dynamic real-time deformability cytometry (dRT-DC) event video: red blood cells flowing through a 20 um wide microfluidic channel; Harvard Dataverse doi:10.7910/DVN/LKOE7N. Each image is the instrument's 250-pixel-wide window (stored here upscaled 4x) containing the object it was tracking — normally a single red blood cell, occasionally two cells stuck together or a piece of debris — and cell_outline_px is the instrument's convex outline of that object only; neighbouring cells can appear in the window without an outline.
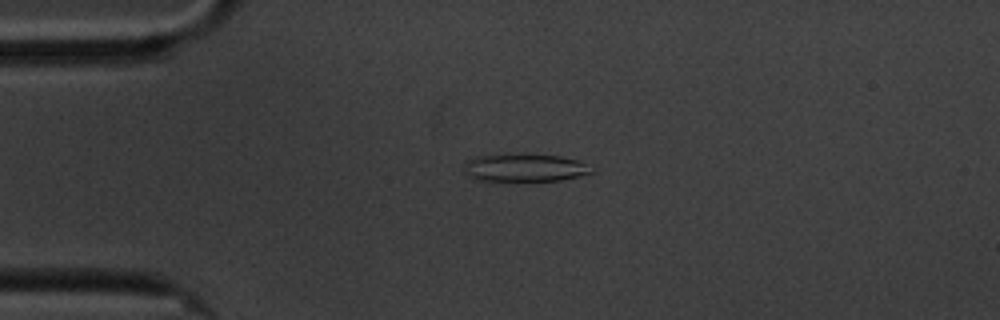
{"species": "common noctule bat (a hibernating species)", "species_latin": "Nyctalus noctula", "temperature_condition": "cold", "stored_images_in_passage": 59, "camera_frame_rate_fps": 3000, "um_per_image_px": 0.085, "animal": {"sex": "male", "body_mass_g": 20.1, "forearm_length_mm": 53.5}, "frame": {"image": 1, "passage_image": 14, "time_ms": 4.333, "image_size_px": [1000, 320], "cell_outline_px": [[592, 172], [564, 180], [472, 180], [464, 172], [464, 168], [468, 160], [476, 156], [560, 156], [580, 160]], "centroid_in_image_um": [44.56, 14.29], "position_along_channel_um": 40.4, "area_um2": 19.65}}
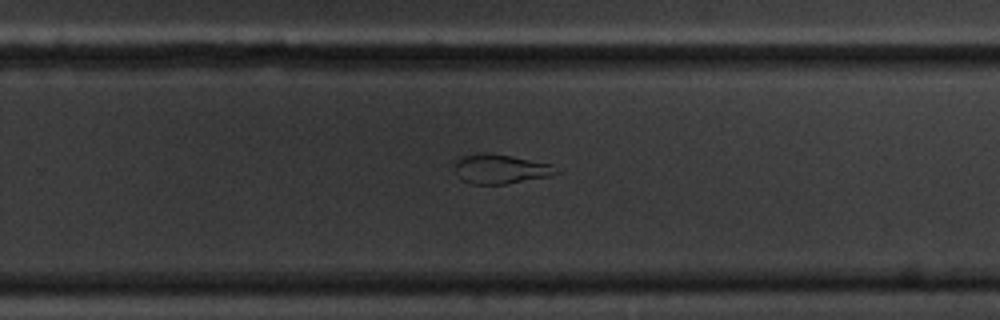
{"frame": {"image": 2, "passage_image": 38, "time_ms": 12.333, "image_size_px": [1000, 320], "cell_outline_px": [[564, 172], [548, 176], [504, 184], [472, 184], [456, 176], [456, 160], [460, 156], [484, 152], [512, 156], [552, 164]], "centroid_in_image_um": [42.57, 14.35], "position_along_channel_um": 287.2, "area_um2": 17.46}}
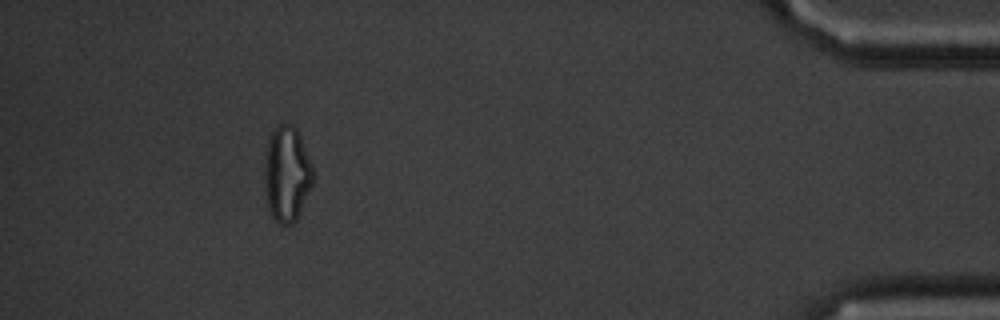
{"frame": {"image": 3, "passage_image": 54, "time_ms": 17.667, "image_size_px": [1000, 320], "cell_outline_px": [[316, 176], [300, 212], [296, 220], [292, 224], [280, 224], [272, 216], [268, 204], [264, 176], [268, 136], [276, 124], [292, 124], [296, 128], [300, 136], [312, 164]], "centroid_in_image_um": [24.4, 14.75], "position_along_channel_um": 410.8, "area_um2": 27.05}, "authors_computed_cell_mechanics": {"area_um2": 21.1548, "velocity_mm_per_s": 3.3997, "shape_relaxation_time_tau1_ms": 10.9974, "shape_relaxation_time_tau2_ms": 3.6624, "deformation_change_tau1": 0.269, "deformation_change_tau2": 0.1078}}